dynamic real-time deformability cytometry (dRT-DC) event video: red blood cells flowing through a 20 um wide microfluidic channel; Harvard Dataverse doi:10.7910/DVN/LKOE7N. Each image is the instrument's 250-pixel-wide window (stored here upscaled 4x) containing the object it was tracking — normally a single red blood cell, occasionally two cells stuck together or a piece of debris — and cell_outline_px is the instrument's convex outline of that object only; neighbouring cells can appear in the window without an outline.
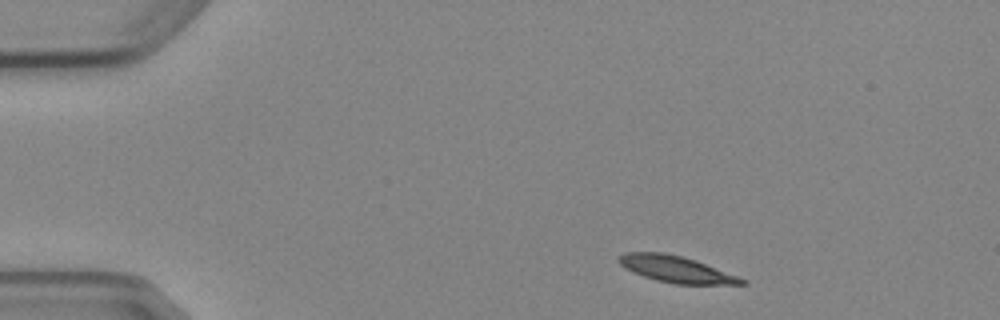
{"species": "Egyptian fruit bat (a non-hibernating species)", "species_latin": "Rousettus aegyptiacus", "temperature_condition": "cold", "stored_images_in_passage": 4, "camera_frame_rate_fps": 3000, "um_per_image_px": 0.085, "animal": {"sex": "female"}, "frame": {"image": 1, "passage_image": 1, "time_ms": 0.0, "image_size_px": [1000, 320], "cell_outline_px": [[748, 284], [676, 284], [656, 280], [644, 276], [624, 268], [616, 260], [624, 252], [664, 252], [696, 260], [748, 280]], "centroid_in_image_um": [57.47, 22.88], "position_along_channel_um": 27.5, "area_um2": 18.9}}
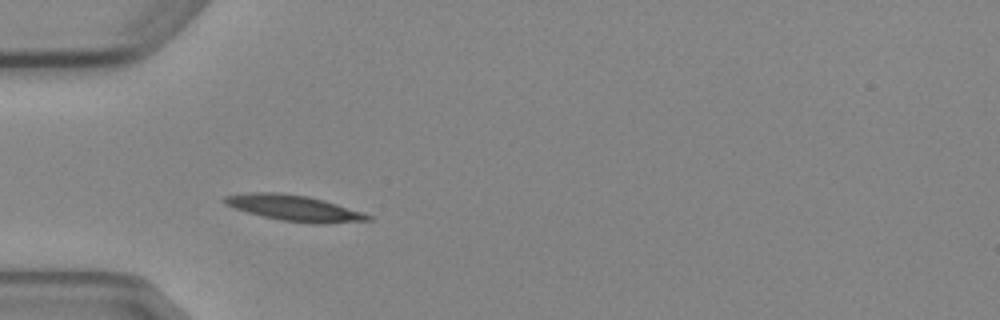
{"frame": {"image": 2, "passage_image": 3, "time_ms": 2.667, "image_size_px": [1000, 320], "cell_outline_px": [[372, 220], [324, 224], [312, 224], [280, 220], [232, 208], [224, 204], [220, 200], [224, 196], [244, 192], [276, 192], [308, 196], [324, 200], [364, 212], [372, 216]], "centroid_in_image_um": [24.98, 17.68], "position_along_channel_um": 60.0, "area_um2": 21.91}}
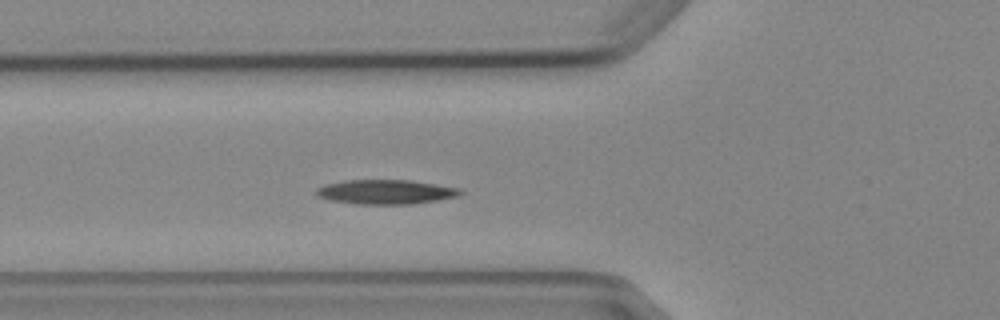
{"frame": {"image": 3, "passage_image": 4, "time_ms": 3.667, "image_size_px": [1000, 320], "cell_outline_px": [[464, 192], [460, 196], [436, 200], [408, 204], [356, 204], [328, 200], [320, 196], [316, 192], [316, 188], [324, 184], [344, 180], [412, 180], [460, 188]], "centroid_in_image_um": [32.79, 16.3], "position_along_channel_um": 93.0, "area_um2": 20.58}}